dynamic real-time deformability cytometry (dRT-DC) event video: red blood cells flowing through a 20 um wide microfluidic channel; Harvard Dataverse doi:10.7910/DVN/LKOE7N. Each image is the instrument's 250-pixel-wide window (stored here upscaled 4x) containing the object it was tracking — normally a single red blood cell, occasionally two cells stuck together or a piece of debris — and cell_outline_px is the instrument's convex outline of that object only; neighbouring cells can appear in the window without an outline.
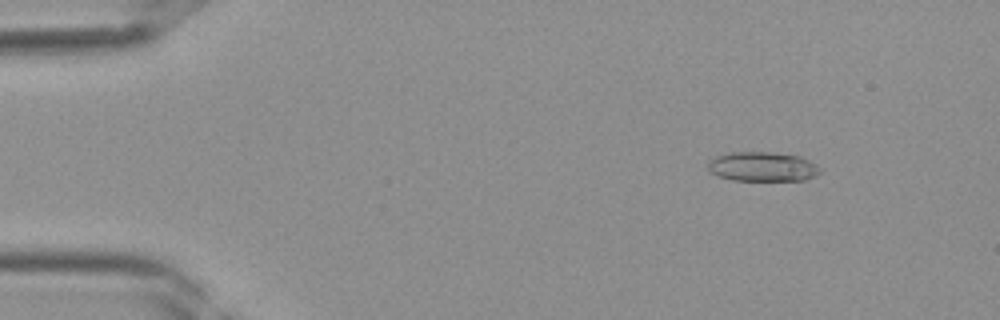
{"species": "Egyptian fruit bat (a non-hibernating species)", "species_latin": "Rousettus aegyptiacus", "temperature_condition": "room temperature", "stored_images_in_passage": 40, "camera_frame_rate_fps": 3000, "um_per_image_px": 0.085, "frame": {"image": 1, "passage_image": 5, "time_ms": 1.333, "image_size_px": [1000, 320], "cell_outline_px": [[820, 172], [816, 176], [804, 180], [732, 180], [720, 176], [712, 172], [708, 168], [708, 160], [716, 156], [728, 152], [772, 152], [800, 156], [816, 164], [820, 168]], "centroid_in_image_um": [64.82, 14.16], "position_along_channel_um": 20.2, "area_um2": 19.25}}
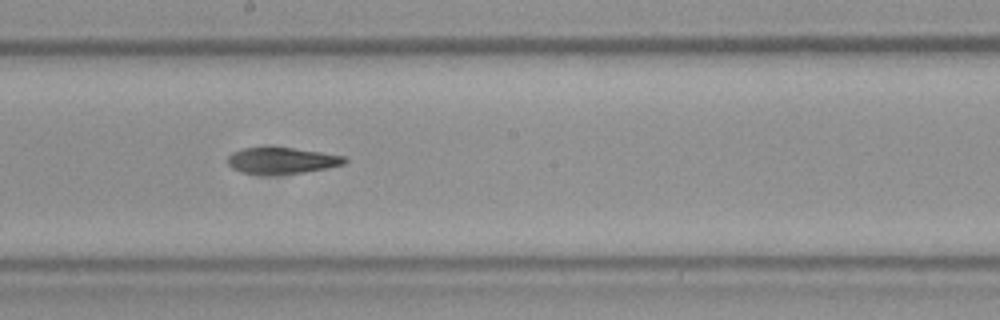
{"frame": {"image": 2, "passage_image": 22, "time_ms": 7.0, "image_size_px": [1000, 320], "cell_outline_px": [[348, 160], [344, 164], [328, 168], [304, 172], [240, 172], [232, 168], [228, 164], [228, 156], [232, 152], [240, 148], [296, 148], [344, 156]], "centroid_in_image_um": [23.98, 13.62], "position_along_channel_um": 224.2, "area_um2": 17.22}}
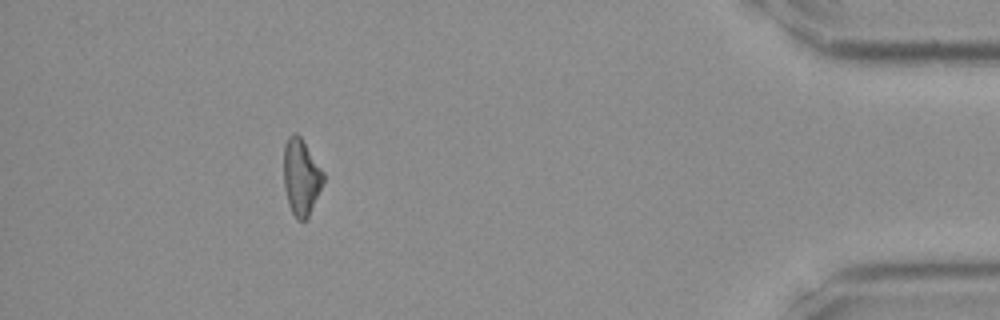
{"frame": {"image": 3, "passage_image": 36, "time_ms": 11.667, "image_size_px": [1000, 320], "cell_outline_px": [[324, 180], [308, 216], [304, 220], [296, 220], [288, 204], [284, 188], [284, 144], [288, 136], [292, 132], [296, 132], [300, 136], [324, 172]], "centroid_in_image_um": [25.57, 15.01], "position_along_channel_um": 409.6, "area_um2": 17.51}}